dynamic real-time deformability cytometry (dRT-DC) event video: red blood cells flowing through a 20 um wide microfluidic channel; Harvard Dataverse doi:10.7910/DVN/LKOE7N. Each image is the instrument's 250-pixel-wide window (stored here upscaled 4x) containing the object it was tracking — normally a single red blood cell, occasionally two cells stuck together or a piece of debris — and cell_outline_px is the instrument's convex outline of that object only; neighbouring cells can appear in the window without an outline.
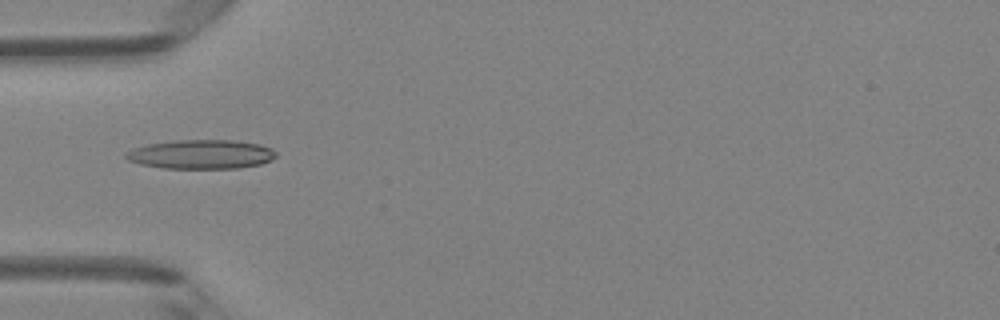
{"species": "Egyptian fruit bat (a non-hibernating species)", "species_latin": "Rousettus aegyptiacus", "temperature_condition": "room temperature", "stored_images_in_passage": 49, "camera_frame_rate_fps": 3000, "um_per_image_px": 0.085, "animal": {"sex": "female"}, "frame": {"image": 1, "passage_image": 16, "time_ms": 5.0, "image_size_px": [1000, 320], "cell_outline_px": [[276, 156], [272, 160], [260, 164], [236, 168], [164, 168], [140, 164], [128, 160], [124, 156], [132, 148], [148, 144], [176, 140], [232, 140], [260, 144], [272, 148], [276, 152]], "centroid_in_image_um": [17.11, 13.11], "position_along_channel_um": 67.9, "area_um2": 25.43}}
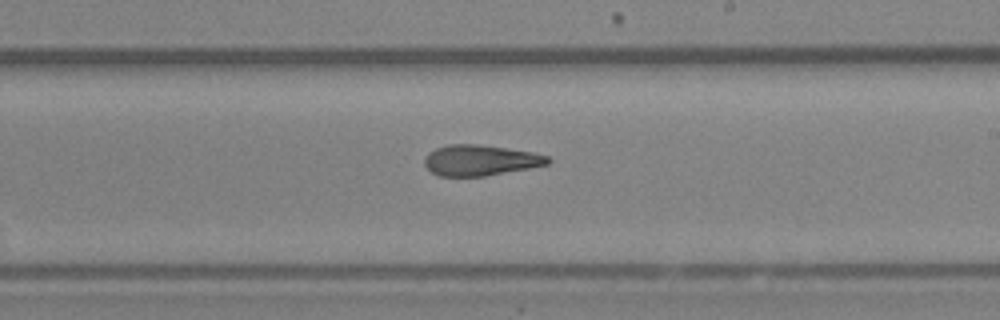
{"frame": {"image": 2, "passage_image": 29, "time_ms": 9.333, "image_size_px": [1000, 320], "cell_outline_px": [[552, 160], [548, 164], [528, 168], [484, 176], [440, 176], [432, 172], [424, 164], [424, 156], [428, 152], [436, 148], [448, 144], [476, 144], [532, 152], [548, 156]], "centroid_in_image_um": [40.79, 13.62], "position_along_channel_um": 248.2, "area_um2": 21.91}}
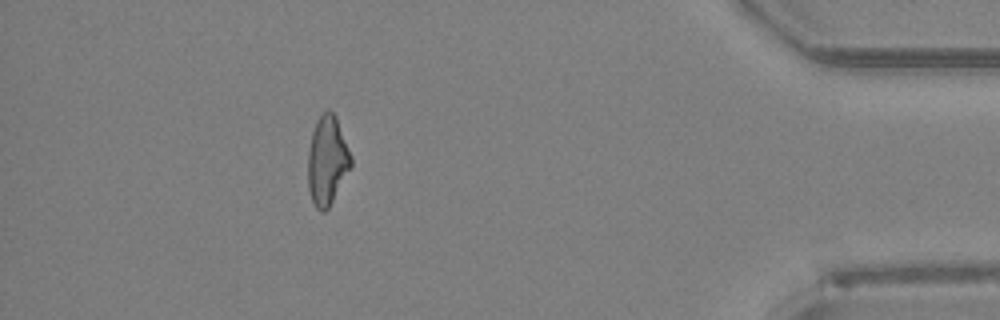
{"frame": {"image": 3, "passage_image": 44, "time_ms": 14.333, "image_size_px": [1000, 320], "cell_outline_px": [[352, 164], [328, 208], [324, 212], [320, 212], [316, 208], [312, 200], [308, 188], [308, 152], [312, 132], [316, 120], [328, 108], [336, 116], [352, 156]], "centroid_in_image_um": [27.81, 13.63], "position_along_channel_um": 407.4, "area_um2": 22.2}, "authors_computed_cell_mechanics": {"area_um2": 22.8888, "velocity_mm_per_s": 4.1832, "shape_relaxation_time_tau1_ms": 10.8986, "shape_relaxation_time_tau2_ms": 3.2597, "deformation_change_tau1": 0.2695, "deformation_change_tau2": 0.1332}}